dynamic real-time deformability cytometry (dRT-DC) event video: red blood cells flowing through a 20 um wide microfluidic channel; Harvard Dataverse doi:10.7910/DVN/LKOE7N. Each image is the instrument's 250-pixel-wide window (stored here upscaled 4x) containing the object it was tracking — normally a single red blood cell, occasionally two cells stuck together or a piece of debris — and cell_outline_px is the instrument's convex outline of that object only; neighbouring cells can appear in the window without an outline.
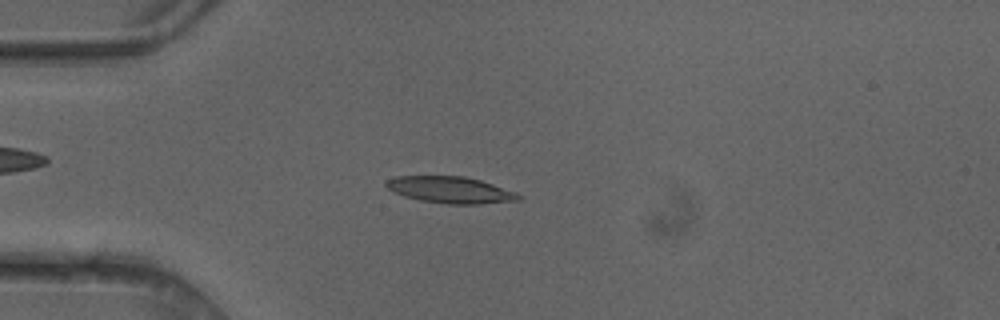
{"species": "common noctule bat (a hibernating species)", "species_latin": "Nyctalus noctula", "temperature_condition": "cold", "stored_images_in_passage": 48, "camera_frame_rate_fps": 3000, "um_per_image_px": 0.085, "animal": {"sex": "female"}, "frame": {"image": 1, "passage_image": 12, "time_ms": 3.667, "image_size_px": [1000, 320], "cell_outline_px": [[524, 196], [520, 200], [480, 204], [448, 204], [420, 200], [404, 196], [388, 188], [384, 184], [384, 180], [396, 176], [464, 176], [480, 180], [516, 192]], "centroid_in_image_um": [38.29, 16.14], "position_along_channel_um": 46.7, "area_um2": 20.52}}
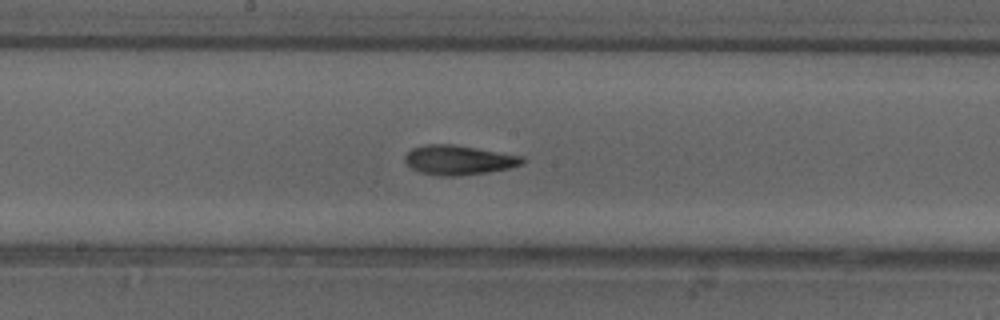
{"frame": {"image": 2, "passage_image": 25, "time_ms": 8.0, "image_size_px": [1000, 320], "cell_outline_px": [[528, 160], [520, 164], [508, 168], [488, 172], [456, 176], [440, 176], [420, 172], [412, 168], [404, 160], [404, 156], [412, 148], [424, 144], [452, 144], [524, 156]], "centroid_in_image_um": [38.99, 13.6], "position_along_channel_um": 209.2, "area_um2": 20.17}}
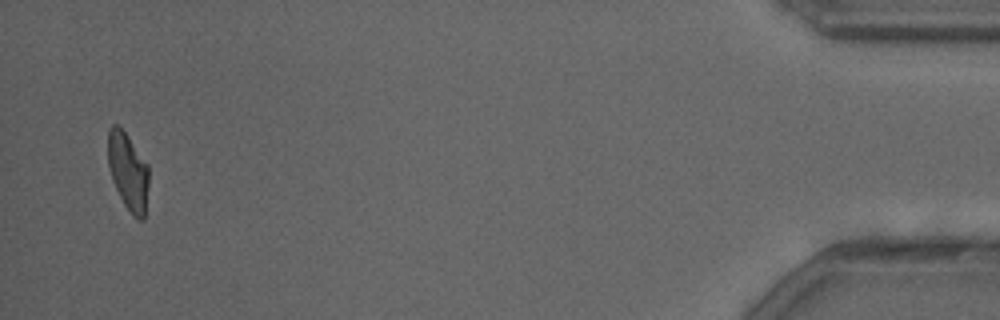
{"frame": {"image": 3, "passage_image": 47, "time_ms": 15.333, "image_size_px": [1000, 320], "cell_outline_px": [[148, 184], [144, 220], [140, 220], [132, 216], [124, 204], [112, 180], [108, 164], [108, 128], [112, 124], [120, 124], [148, 164]], "centroid_in_image_um": [10.88, 14.53], "position_along_channel_um": 424.3, "area_um2": 18.61}, "authors_computed_cell_mechanics": {"area_um2": 19.7387, "velocity_mm_per_s": 4.1336, "shape_relaxation_time_tau1_ms": 6.3826, "shape_relaxation_time_tau2_ms": 2.4872, "deformation_change_tau1": 0.1981, "deformation_change_tau2": 0.0932}}